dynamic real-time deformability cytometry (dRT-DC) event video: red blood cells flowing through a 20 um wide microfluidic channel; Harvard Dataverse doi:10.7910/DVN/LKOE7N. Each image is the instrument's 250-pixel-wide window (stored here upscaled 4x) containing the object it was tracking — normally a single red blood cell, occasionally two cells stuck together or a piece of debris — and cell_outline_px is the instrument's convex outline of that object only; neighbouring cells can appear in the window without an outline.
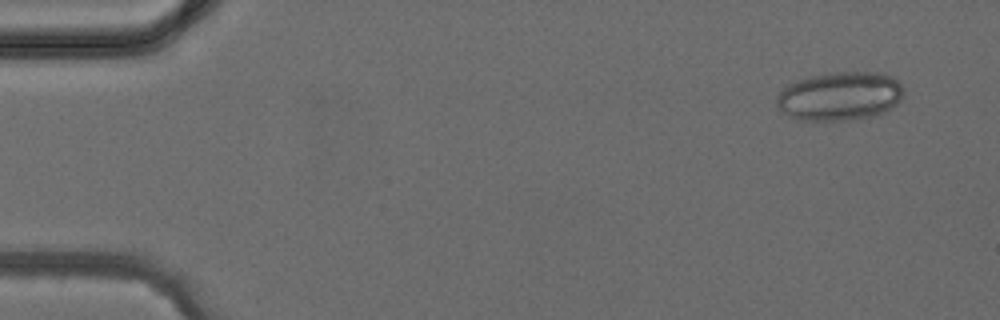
{"species": "common noctule bat (a hibernating species)", "species_latin": "Nyctalus noctula", "temperature_condition": "cold", "stored_images_in_passage": 4, "camera_frame_rate_fps": 3000, "um_per_image_px": 0.085, "animal": {"sex": "female", "body_mass_g": 24.6, "forearm_length_mm": 56.2}, "frame": {"image": 1, "passage_image": 1, "time_ms": 0.0, "image_size_px": [1000, 320], "cell_outline_px": [[904, 92], [900, 100], [896, 104], [884, 112], [872, 116], [844, 120], [800, 120], [788, 116], [776, 104], [776, 96], [788, 84], [796, 80], [808, 76], [832, 72], [880, 72], [892, 76], [904, 88]], "centroid_in_image_um": [71.38, 8.16], "position_along_channel_um": 13.6, "area_um2": 36.13}}